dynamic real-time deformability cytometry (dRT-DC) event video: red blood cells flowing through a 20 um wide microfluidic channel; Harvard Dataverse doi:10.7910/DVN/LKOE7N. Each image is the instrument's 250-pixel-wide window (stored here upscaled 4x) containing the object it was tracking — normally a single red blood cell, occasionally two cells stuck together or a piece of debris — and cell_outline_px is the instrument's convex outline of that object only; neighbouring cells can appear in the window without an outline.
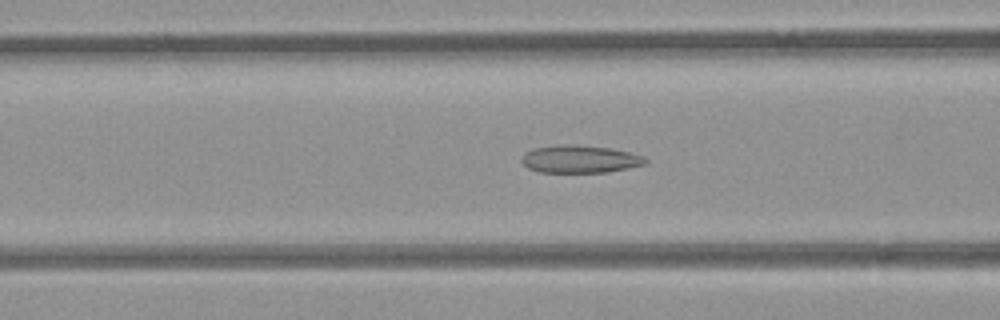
{"species": "common noctule bat (a hibernating species)", "species_latin": "Nyctalus noctula", "temperature_condition": "room temperature", "stored_images_in_passage": 47, "camera_frame_rate_fps": 3000, "um_per_image_px": 0.085, "animal": {"sex": "female", "body_mass_g": 21.9}, "frame": {"image": 1, "passage_image": 15, "time_ms": 4.667, "image_size_px": [1000, 320], "cell_outline_px": [[648, 164], [608, 172], [540, 172], [528, 168], [520, 160], [524, 152], [532, 148], [608, 148], [628, 152], [644, 156], [648, 160]], "centroid_in_image_um": [49.34, 13.59], "position_along_channel_um": 117.3, "area_um2": 18.79}}
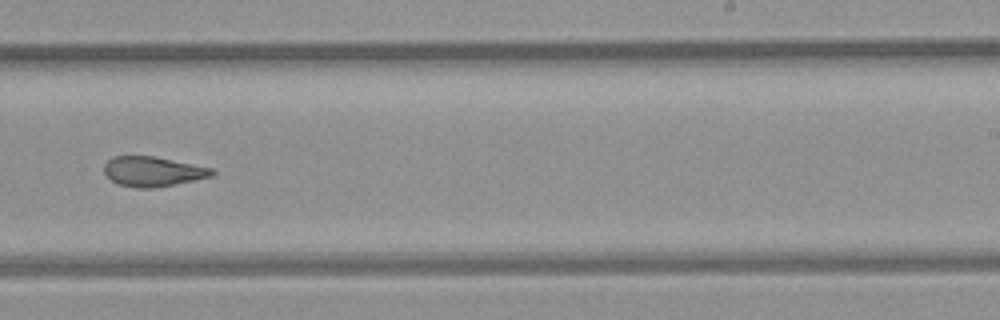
{"frame": {"image": 2, "passage_image": 27, "time_ms": 8.667, "image_size_px": [1000, 320], "cell_outline_px": [[216, 172], [212, 176], [152, 188], [136, 188], [120, 184], [112, 180], [104, 172], [104, 164], [112, 156], [156, 156], [212, 168]], "centroid_in_image_um": [12.98, 14.56], "position_along_channel_um": 276.0, "area_um2": 18.55}}
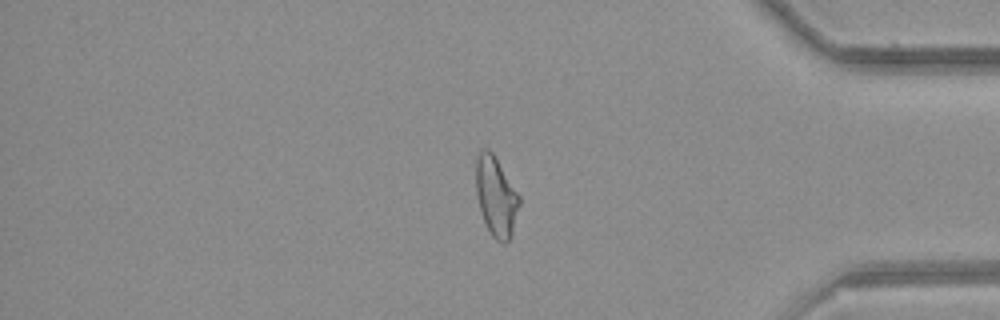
{"frame": {"image": 3, "passage_image": 38, "time_ms": 12.333, "image_size_px": [1000, 320], "cell_outline_px": [[520, 204], [512, 236], [504, 244], [496, 240], [492, 236], [480, 212], [476, 196], [476, 156], [480, 148], [488, 148], [492, 152], [520, 196]], "centroid_in_image_um": [42.15, 16.7], "position_along_channel_um": 393.0, "area_um2": 20.29}, "authors_computed_cell_mechanics": {"area_um2": 20.3456, "velocity_mm_per_s": 3.9706, "shape_relaxation_time_tau1_ms": null, "shape_relaxation_time_tau2_ms": 3.3142, "deformation_change_tau1": null, "deformation_change_tau2": 0.1112}}